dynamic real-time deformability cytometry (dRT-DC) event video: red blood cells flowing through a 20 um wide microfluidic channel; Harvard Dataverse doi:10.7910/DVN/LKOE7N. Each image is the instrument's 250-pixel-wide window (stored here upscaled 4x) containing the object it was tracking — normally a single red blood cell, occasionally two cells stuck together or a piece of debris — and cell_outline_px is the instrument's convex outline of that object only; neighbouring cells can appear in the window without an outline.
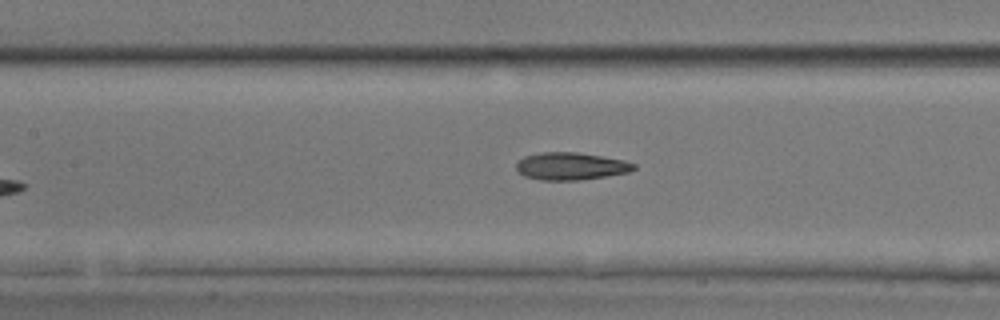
{"species": "common noctule bat (a hibernating species)", "species_latin": "Nyctalus noctula", "temperature_condition": "room temperature", "stored_images_in_passage": 8, "camera_frame_rate_fps": 3000, "um_per_image_px": 0.085, "animal": {"sex": "male", "body_mass_g": 17.9, "forearm_length_mm": 54.2}, "frame": {"image": 1, "passage_image": 7, "time_ms": 2.0, "image_size_px": [1000, 320], "cell_outline_px": [[636, 168], [628, 172], [580, 180], [540, 180], [524, 176], [516, 172], [516, 164], [524, 156], [540, 152], [576, 152], [624, 160], [636, 164]], "centroid_in_image_um": [48.48, 14.12], "position_along_channel_um": 158.9, "area_um2": 18.79}}
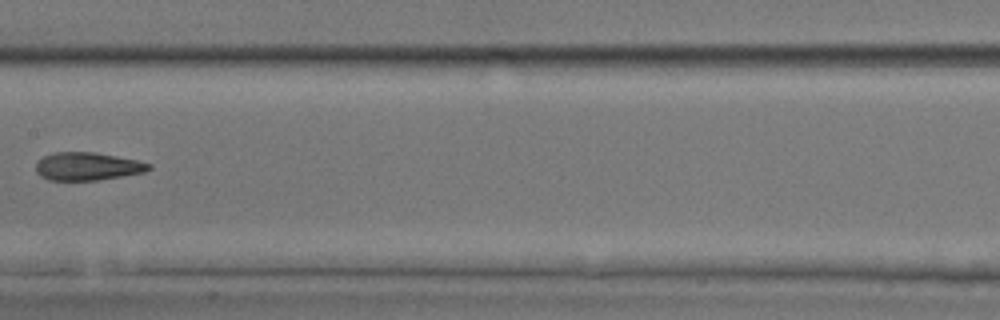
{"frame": {"image": 2, "passage_image": 8, "time_ms": 2.333, "image_size_px": [1000, 320], "cell_outline_px": [[152, 168], [144, 172], [96, 180], [48, 180], [40, 176], [36, 172], [36, 164], [44, 156], [56, 152], [96, 152], [136, 160], [152, 164]], "centroid_in_image_um": [7.43, 14.14], "position_along_channel_um": 200.0, "area_um2": 18.26}}